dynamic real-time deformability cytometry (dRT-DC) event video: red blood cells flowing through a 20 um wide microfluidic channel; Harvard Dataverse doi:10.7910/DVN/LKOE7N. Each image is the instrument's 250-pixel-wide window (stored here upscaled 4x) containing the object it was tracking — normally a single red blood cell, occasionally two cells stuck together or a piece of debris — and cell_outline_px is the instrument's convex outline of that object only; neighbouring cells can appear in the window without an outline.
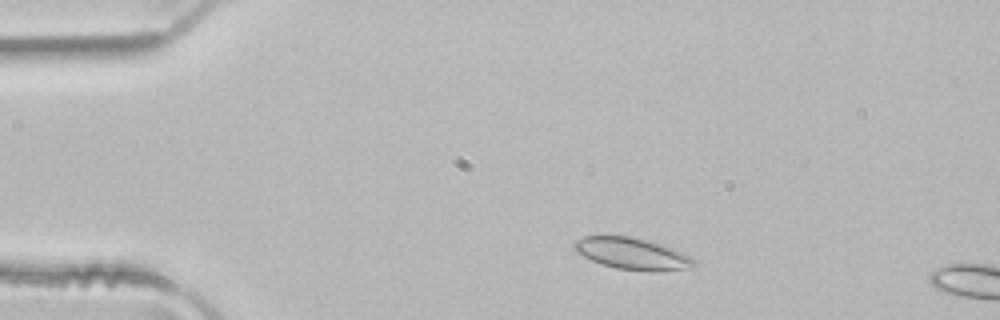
{"species": "common noctule bat (a hibernating species)", "species_latin": "Nyctalus noctula", "temperature_condition": "room temperature", "stored_images_in_passage": 2, "camera_frame_rate_fps": 3000, "um_per_image_px": 0.085, "animal": {"sex": "male", "body_mass_g": 21.5, "forearm_length_mm": 52.0}, "frame": {"image": 1, "passage_image": 1, "time_ms": 0.0, "image_size_px": [1000, 320], "cell_outline_px": [[696, 264], [684, 268], [656, 272], [616, 268], [600, 264], [576, 252], [572, 248], [572, 244], [576, 240], [584, 236], [628, 236], [648, 240], [664, 244], [696, 260]], "centroid_in_image_um": [53.69, 21.55], "position_along_channel_um": 31.3, "area_um2": 22.02}}